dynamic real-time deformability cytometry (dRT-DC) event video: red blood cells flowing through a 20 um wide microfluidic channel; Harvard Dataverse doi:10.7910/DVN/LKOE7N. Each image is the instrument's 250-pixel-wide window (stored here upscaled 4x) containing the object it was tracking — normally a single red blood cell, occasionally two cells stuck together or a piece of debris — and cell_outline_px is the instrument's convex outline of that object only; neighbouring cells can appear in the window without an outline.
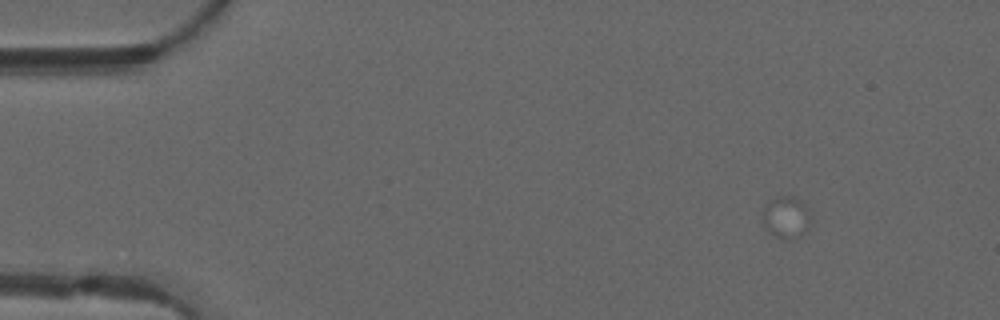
{"species": "common noctule bat (a hibernating species)", "species_latin": "Nyctalus noctula", "temperature_condition": "warm", "stored_images_in_passage": 3, "camera_frame_rate_fps": 3000, "um_per_image_px": 0.085, "animal": {"sex": "male", "forearm_length_mm": 52.5}, "frame": {"image": 1, "passage_image": 1, "time_ms": 0.0, "image_size_px": [1000, 320], "cell_outline_px": [[812, 220], [804, 232], [788, 240], [776, 236], [768, 232], [764, 224], [764, 208], [776, 196], [796, 196], [804, 200]], "centroid_in_image_um": [66.87, 18.43], "position_along_channel_um": 18.1, "area_um2": 11.68}}